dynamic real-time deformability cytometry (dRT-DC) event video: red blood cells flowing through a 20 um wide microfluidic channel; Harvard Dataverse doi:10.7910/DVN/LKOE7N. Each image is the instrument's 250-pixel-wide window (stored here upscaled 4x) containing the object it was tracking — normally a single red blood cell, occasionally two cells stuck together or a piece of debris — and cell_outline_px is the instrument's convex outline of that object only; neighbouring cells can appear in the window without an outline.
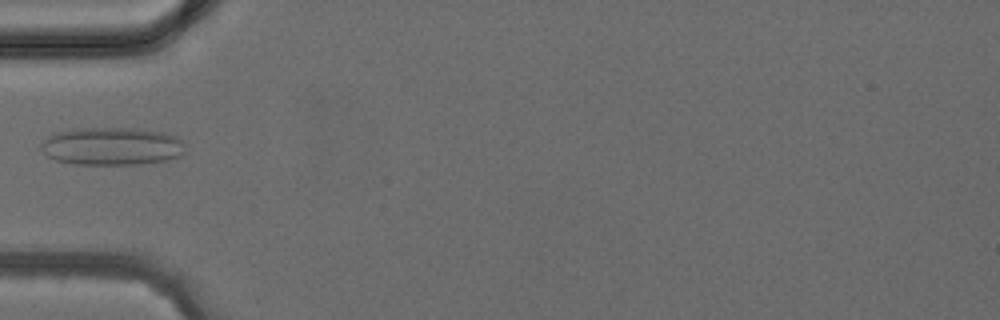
{"species": "common noctule bat (a hibernating species)", "species_latin": "Nyctalus noctula", "temperature_condition": "cold", "stored_images_in_passage": 2, "camera_frame_rate_fps": 3000, "um_per_image_px": 0.085, "animal": {"sex": "female", "body_mass_g": 24.6, "forearm_length_mm": 56.2}, "frame": {"image": 1, "passage_image": 2, "time_ms": 1.333, "image_size_px": [1000, 320], "cell_outline_px": [[184, 156], [168, 160], [136, 164], [72, 164], [56, 160], [48, 156], [40, 148], [40, 144], [48, 136], [56, 132], [84, 128], [132, 128], [164, 132], [176, 136], [184, 144]], "centroid_in_image_um": [9.53, 12.43], "position_along_channel_um": 75.5, "area_um2": 31.91}}